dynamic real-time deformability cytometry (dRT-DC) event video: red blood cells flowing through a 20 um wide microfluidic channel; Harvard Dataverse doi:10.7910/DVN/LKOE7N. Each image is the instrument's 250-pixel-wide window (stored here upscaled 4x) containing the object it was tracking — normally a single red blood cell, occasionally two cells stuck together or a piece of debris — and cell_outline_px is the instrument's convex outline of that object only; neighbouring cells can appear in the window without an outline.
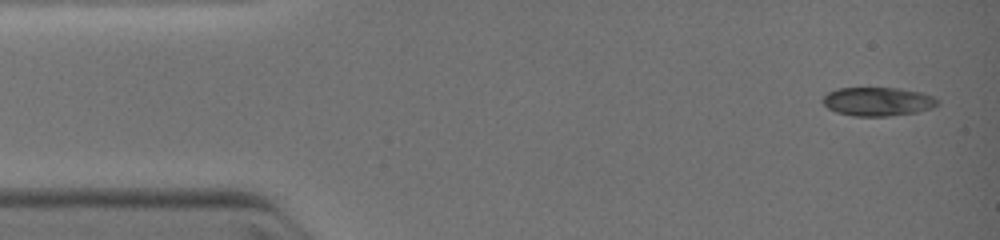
{"species": "common noctule bat (a hibernating species)", "species_latin": "Nyctalus noctula", "temperature_condition": "warm", "stored_images_in_passage": 16, "camera_frame_rate_fps": 3000, "um_per_image_px": 0.085, "animal": {"sex": "female", "body_mass_g": 19.0, "forearm_length_mm": 51.5}, "frame": {"image": 1, "passage_image": 1, "time_ms": 0.0, "image_size_px": [1000, 240], "cell_outline_px": [[940, 104], [932, 108], [916, 112], [888, 116], [852, 116], [836, 112], [828, 108], [824, 104], [824, 96], [828, 92], [836, 88], [900, 88], [920, 92], [932, 96], [940, 100]], "centroid_in_image_um": [74.63, 8.63], "position_along_channel_um": 10.4, "area_um2": 19.25}}
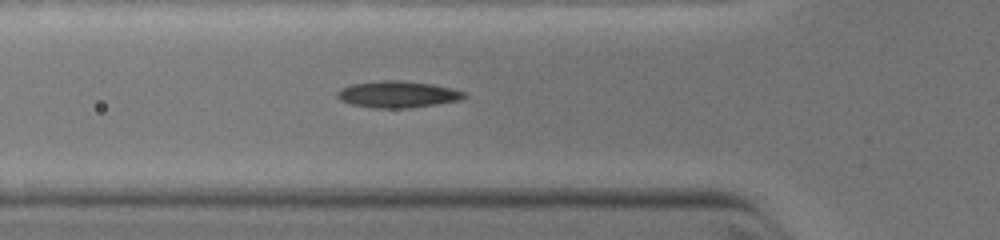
{"frame": {"image": 2, "passage_image": 12, "time_ms": 3.667, "image_size_px": [1000, 240], "cell_outline_px": [[468, 96], [460, 100], [436, 104], [408, 108], [372, 108], [352, 104], [340, 100], [336, 96], [336, 92], [340, 88], [352, 84], [380, 80], [400, 80], [432, 84], [452, 88], [468, 92]], "centroid_in_image_um": [33.82, 8.01], "position_along_channel_um": 92.0, "area_um2": 19.88}}
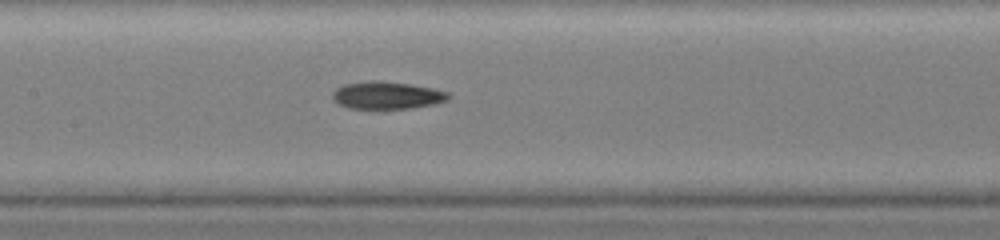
{"frame": {"image": 3, "passage_image": 16, "time_ms": 5.333, "image_size_px": [1000, 240], "cell_outline_px": [[452, 96], [448, 100], [436, 104], [412, 108], [348, 108], [332, 100], [332, 92], [336, 88], [344, 84], [368, 80], [380, 80], [412, 84], [432, 88], [448, 92]], "centroid_in_image_um": [32.9, 8.09], "position_along_channel_um": 174.5, "area_um2": 18.79}}